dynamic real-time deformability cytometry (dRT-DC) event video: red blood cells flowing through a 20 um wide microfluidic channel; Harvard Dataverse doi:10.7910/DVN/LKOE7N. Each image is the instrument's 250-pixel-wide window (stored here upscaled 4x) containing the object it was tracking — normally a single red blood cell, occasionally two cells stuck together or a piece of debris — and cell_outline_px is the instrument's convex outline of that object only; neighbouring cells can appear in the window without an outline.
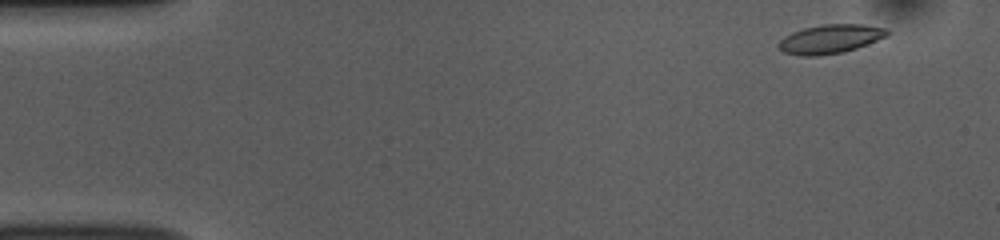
{"species": "common noctule bat (a hibernating species)", "species_latin": "Nyctalus noctula", "temperature_condition": "room temperature", "stored_images_in_passage": 51, "camera_frame_rate_fps": 3000, "um_per_image_px": 0.085, "animal": {"sex": "female", "body_mass_g": 10.0, "forearm_length_mm": 53.1}, "frame": {"image": 1, "passage_image": 2, "time_ms": 0.333, "image_size_px": [1000, 240], "cell_outline_px": [[888, 36], [856, 48], [844, 52], [816, 56], [800, 56], [784, 52], [776, 44], [784, 36], [792, 32], [804, 28], [824, 24], [864, 24], [888, 28]], "centroid_in_image_um": [70.57, 3.31], "position_along_channel_um": 14.4, "area_um2": 18.38}}
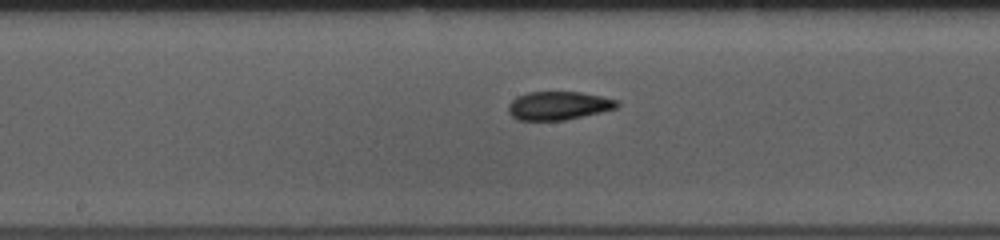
{"frame": {"image": 2, "passage_image": 25, "time_ms": 8.0, "image_size_px": [1000, 240], "cell_outline_px": [[620, 104], [616, 108], [600, 112], [564, 120], [516, 120], [508, 112], [508, 104], [516, 96], [528, 92], [580, 92], [600, 96], [616, 100]], "centroid_in_image_um": [47.42, 8.98], "position_along_channel_um": 200.8, "area_um2": 17.92}}
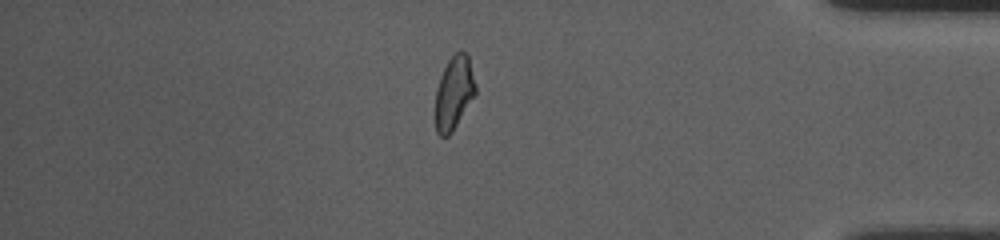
{"frame": {"image": 3, "passage_image": 43, "time_ms": 14.0, "image_size_px": [1000, 240], "cell_outline_px": [[476, 92], [452, 132], [448, 136], [440, 136], [436, 132], [436, 88], [440, 76], [448, 60], [460, 48], [468, 56], [476, 84]], "centroid_in_image_um": [38.58, 7.86], "position_along_channel_um": 396.6, "area_um2": 16.99}, "authors_computed_cell_mechanics": {"area_um2": 17.8024, "velocity_mm_per_s": 3.7912, "shape_relaxation_time_tau1_ms": 8.5335, "shape_relaxation_time_tau2_ms": 2.2676, "deformation_change_tau1": 0.2066, "deformation_change_tau2": 0.086}}